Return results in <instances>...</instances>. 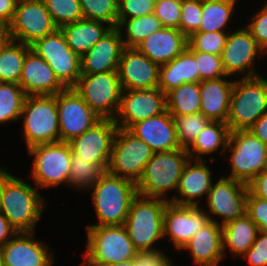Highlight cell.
<instances>
[{"mask_svg": "<svg viewBox=\"0 0 267 266\" xmlns=\"http://www.w3.org/2000/svg\"><path fill=\"white\" fill-rule=\"evenodd\" d=\"M190 159L183 148L154 153L136 183L138 195L169 202L163 196L172 189L177 190L179 179Z\"/></svg>", "mask_w": 267, "mask_h": 266, "instance_id": "3", "label": "cell"}, {"mask_svg": "<svg viewBox=\"0 0 267 266\" xmlns=\"http://www.w3.org/2000/svg\"><path fill=\"white\" fill-rule=\"evenodd\" d=\"M225 78L200 82V112L211 121H227L234 80Z\"/></svg>", "mask_w": 267, "mask_h": 266, "instance_id": "28", "label": "cell"}, {"mask_svg": "<svg viewBox=\"0 0 267 266\" xmlns=\"http://www.w3.org/2000/svg\"><path fill=\"white\" fill-rule=\"evenodd\" d=\"M159 70L160 66L137 48H124L118 66L122 90L157 88Z\"/></svg>", "mask_w": 267, "mask_h": 266, "instance_id": "20", "label": "cell"}, {"mask_svg": "<svg viewBox=\"0 0 267 266\" xmlns=\"http://www.w3.org/2000/svg\"><path fill=\"white\" fill-rule=\"evenodd\" d=\"M194 161L195 164H192L193 160L190 159L186 164L175 191L179 195L172 197L169 202L177 205L195 206L199 205L198 198L208 195L213 182L210 168L206 165V160Z\"/></svg>", "mask_w": 267, "mask_h": 266, "instance_id": "25", "label": "cell"}, {"mask_svg": "<svg viewBox=\"0 0 267 266\" xmlns=\"http://www.w3.org/2000/svg\"><path fill=\"white\" fill-rule=\"evenodd\" d=\"M248 130L267 145V112L264 113Z\"/></svg>", "mask_w": 267, "mask_h": 266, "instance_id": "52", "label": "cell"}, {"mask_svg": "<svg viewBox=\"0 0 267 266\" xmlns=\"http://www.w3.org/2000/svg\"><path fill=\"white\" fill-rule=\"evenodd\" d=\"M34 156L31 176L40 188L68 184L72 149L69 142L39 144L27 149Z\"/></svg>", "mask_w": 267, "mask_h": 266, "instance_id": "11", "label": "cell"}, {"mask_svg": "<svg viewBox=\"0 0 267 266\" xmlns=\"http://www.w3.org/2000/svg\"><path fill=\"white\" fill-rule=\"evenodd\" d=\"M171 261V259L167 260L162 266H173Z\"/></svg>", "mask_w": 267, "mask_h": 266, "instance_id": "58", "label": "cell"}, {"mask_svg": "<svg viewBox=\"0 0 267 266\" xmlns=\"http://www.w3.org/2000/svg\"><path fill=\"white\" fill-rule=\"evenodd\" d=\"M136 251L123 225L87 226L85 265L103 266L126 262L134 258Z\"/></svg>", "mask_w": 267, "mask_h": 266, "instance_id": "6", "label": "cell"}, {"mask_svg": "<svg viewBox=\"0 0 267 266\" xmlns=\"http://www.w3.org/2000/svg\"><path fill=\"white\" fill-rule=\"evenodd\" d=\"M246 214L257 225L259 231L267 233V200L248 191Z\"/></svg>", "mask_w": 267, "mask_h": 266, "instance_id": "47", "label": "cell"}, {"mask_svg": "<svg viewBox=\"0 0 267 266\" xmlns=\"http://www.w3.org/2000/svg\"><path fill=\"white\" fill-rule=\"evenodd\" d=\"M228 150L232 168L229 178L248 184L260 172L267 171V145L249 130L230 131Z\"/></svg>", "mask_w": 267, "mask_h": 266, "instance_id": "9", "label": "cell"}, {"mask_svg": "<svg viewBox=\"0 0 267 266\" xmlns=\"http://www.w3.org/2000/svg\"><path fill=\"white\" fill-rule=\"evenodd\" d=\"M187 40L179 29L163 27L150 34L136 48L152 62L162 66L187 48Z\"/></svg>", "mask_w": 267, "mask_h": 266, "instance_id": "26", "label": "cell"}, {"mask_svg": "<svg viewBox=\"0 0 267 266\" xmlns=\"http://www.w3.org/2000/svg\"><path fill=\"white\" fill-rule=\"evenodd\" d=\"M17 233L7 218L0 212V247L4 246Z\"/></svg>", "mask_w": 267, "mask_h": 266, "instance_id": "54", "label": "cell"}, {"mask_svg": "<svg viewBox=\"0 0 267 266\" xmlns=\"http://www.w3.org/2000/svg\"><path fill=\"white\" fill-rule=\"evenodd\" d=\"M180 148L188 149L198 134L211 121L202 112L186 116H172Z\"/></svg>", "mask_w": 267, "mask_h": 266, "instance_id": "39", "label": "cell"}, {"mask_svg": "<svg viewBox=\"0 0 267 266\" xmlns=\"http://www.w3.org/2000/svg\"><path fill=\"white\" fill-rule=\"evenodd\" d=\"M117 129L114 120L100 119L82 135L73 138L69 144L76 155L89 162L101 164L107 170Z\"/></svg>", "mask_w": 267, "mask_h": 266, "instance_id": "19", "label": "cell"}, {"mask_svg": "<svg viewBox=\"0 0 267 266\" xmlns=\"http://www.w3.org/2000/svg\"><path fill=\"white\" fill-rule=\"evenodd\" d=\"M266 112L267 79L256 76L235 80L226 121L229 130H248Z\"/></svg>", "mask_w": 267, "mask_h": 266, "instance_id": "4", "label": "cell"}, {"mask_svg": "<svg viewBox=\"0 0 267 266\" xmlns=\"http://www.w3.org/2000/svg\"><path fill=\"white\" fill-rule=\"evenodd\" d=\"M166 94L154 89L122 90L119 111L114 121L118 128L129 129L133 124L164 113Z\"/></svg>", "mask_w": 267, "mask_h": 266, "instance_id": "16", "label": "cell"}, {"mask_svg": "<svg viewBox=\"0 0 267 266\" xmlns=\"http://www.w3.org/2000/svg\"><path fill=\"white\" fill-rule=\"evenodd\" d=\"M117 28L126 30L125 37L122 36L124 47L136 48L150 34L162 29L163 25L153 13L133 19H118Z\"/></svg>", "mask_w": 267, "mask_h": 266, "instance_id": "36", "label": "cell"}, {"mask_svg": "<svg viewBox=\"0 0 267 266\" xmlns=\"http://www.w3.org/2000/svg\"><path fill=\"white\" fill-rule=\"evenodd\" d=\"M0 266H4L2 252H1V247H0Z\"/></svg>", "mask_w": 267, "mask_h": 266, "instance_id": "59", "label": "cell"}, {"mask_svg": "<svg viewBox=\"0 0 267 266\" xmlns=\"http://www.w3.org/2000/svg\"><path fill=\"white\" fill-rule=\"evenodd\" d=\"M31 46L9 40L0 51V82L19 84L26 53Z\"/></svg>", "mask_w": 267, "mask_h": 266, "instance_id": "34", "label": "cell"}, {"mask_svg": "<svg viewBox=\"0 0 267 266\" xmlns=\"http://www.w3.org/2000/svg\"><path fill=\"white\" fill-rule=\"evenodd\" d=\"M156 0H118V19H133L153 14Z\"/></svg>", "mask_w": 267, "mask_h": 266, "instance_id": "46", "label": "cell"}, {"mask_svg": "<svg viewBox=\"0 0 267 266\" xmlns=\"http://www.w3.org/2000/svg\"><path fill=\"white\" fill-rule=\"evenodd\" d=\"M187 49L195 56L200 72V82L202 80L219 79L227 76L220 55L194 51L188 45Z\"/></svg>", "mask_w": 267, "mask_h": 266, "instance_id": "44", "label": "cell"}, {"mask_svg": "<svg viewBox=\"0 0 267 266\" xmlns=\"http://www.w3.org/2000/svg\"><path fill=\"white\" fill-rule=\"evenodd\" d=\"M236 0H202V18L197 32H226Z\"/></svg>", "mask_w": 267, "mask_h": 266, "instance_id": "35", "label": "cell"}, {"mask_svg": "<svg viewBox=\"0 0 267 266\" xmlns=\"http://www.w3.org/2000/svg\"><path fill=\"white\" fill-rule=\"evenodd\" d=\"M83 18L118 27V0H80Z\"/></svg>", "mask_w": 267, "mask_h": 266, "instance_id": "40", "label": "cell"}, {"mask_svg": "<svg viewBox=\"0 0 267 266\" xmlns=\"http://www.w3.org/2000/svg\"><path fill=\"white\" fill-rule=\"evenodd\" d=\"M11 176L9 172H7L6 168L3 169L0 167V196H1V191L3 188V185L5 181Z\"/></svg>", "mask_w": 267, "mask_h": 266, "instance_id": "56", "label": "cell"}, {"mask_svg": "<svg viewBox=\"0 0 267 266\" xmlns=\"http://www.w3.org/2000/svg\"><path fill=\"white\" fill-rule=\"evenodd\" d=\"M200 83H183L166 94L167 111L172 116L200 112Z\"/></svg>", "mask_w": 267, "mask_h": 266, "instance_id": "33", "label": "cell"}, {"mask_svg": "<svg viewBox=\"0 0 267 266\" xmlns=\"http://www.w3.org/2000/svg\"><path fill=\"white\" fill-rule=\"evenodd\" d=\"M258 54L260 57L261 55H266L246 26L239 28L235 32L228 33L225 46L220 55L226 75L238 76L242 73V78L260 76L253 66Z\"/></svg>", "mask_w": 267, "mask_h": 266, "instance_id": "15", "label": "cell"}, {"mask_svg": "<svg viewBox=\"0 0 267 266\" xmlns=\"http://www.w3.org/2000/svg\"><path fill=\"white\" fill-rule=\"evenodd\" d=\"M8 25L11 39L29 46L58 29L42 0H18Z\"/></svg>", "mask_w": 267, "mask_h": 266, "instance_id": "13", "label": "cell"}, {"mask_svg": "<svg viewBox=\"0 0 267 266\" xmlns=\"http://www.w3.org/2000/svg\"><path fill=\"white\" fill-rule=\"evenodd\" d=\"M183 83H200L195 56L187 48L173 60L160 66L158 88L167 94Z\"/></svg>", "mask_w": 267, "mask_h": 266, "instance_id": "29", "label": "cell"}, {"mask_svg": "<svg viewBox=\"0 0 267 266\" xmlns=\"http://www.w3.org/2000/svg\"><path fill=\"white\" fill-rule=\"evenodd\" d=\"M210 221L181 250H189L197 266H218L224 259L222 226Z\"/></svg>", "mask_w": 267, "mask_h": 266, "instance_id": "27", "label": "cell"}, {"mask_svg": "<svg viewBox=\"0 0 267 266\" xmlns=\"http://www.w3.org/2000/svg\"><path fill=\"white\" fill-rule=\"evenodd\" d=\"M206 197L210 214L222 217V221L217 222L221 226L246 214L248 186L241 181L220 177L212 183Z\"/></svg>", "mask_w": 267, "mask_h": 266, "instance_id": "17", "label": "cell"}, {"mask_svg": "<svg viewBox=\"0 0 267 266\" xmlns=\"http://www.w3.org/2000/svg\"><path fill=\"white\" fill-rule=\"evenodd\" d=\"M11 40L9 25L5 22L0 21V51Z\"/></svg>", "mask_w": 267, "mask_h": 266, "instance_id": "55", "label": "cell"}, {"mask_svg": "<svg viewBox=\"0 0 267 266\" xmlns=\"http://www.w3.org/2000/svg\"><path fill=\"white\" fill-rule=\"evenodd\" d=\"M128 130L145 142L154 153L180 148L172 115L167 110L133 124Z\"/></svg>", "mask_w": 267, "mask_h": 266, "instance_id": "24", "label": "cell"}, {"mask_svg": "<svg viewBox=\"0 0 267 266\" xmlns=\"http://www.w3.org/2000/svg\"><path fill=\"white\" fill-rule=\"evenodd\" d=\"M34 232H17L1 247L4 266H52L54 256ZM50 251V252H49Z\"/></svg>", "mask_w": 267, "mask_h": 266, "instance_id": "21", "label": "cell"}, {"mask_svg": "<svg viewBox=\"0 0 267 266\" xmlns=\"http://www.w3.org/2000/svg\"><path fill=\"white\" fill-rule=\"evenodd\" d=\"M20 116L28 148L60 142L56 95L26 96Z\"/></svg>", "mask_w": 267, "mask_h": 266, "instance_id": "7", "label": "cell"}, {"mask_svg": "<svg viewBox=\"0 0 267 266\" xmlns=\"http://www.w3.org/2000/svg\"><path fill=\"white\" fill-rule=\"evenodd\" d=\"M31 49L47 62L66 88L76 85L81 76V57L68 46L61 29L38 39Z\"/></svg>", "mask_w": 267, "mask_h": 266, "instance_id": "12", "label": "cell"}, {"mask_svg": "<svg viewBox=\"0 0 267 266\" xmlns=\"http://www.w3.org/2000/svg\"><path fill=\"white\" fill-rule=\"evenodd\" d=\"M246 26L258 45L267 54V1Z\"/></svg>", "mask_w": 267, "mask_h": 266, "instance_id": "48", "label": "cell"}, {"mask_svg": "<svg viewBox=\"0 0 267 266\" xmlns=\"http://www.w3.org/2000/svg\"><path fill=\"white\" fill-rule=\"evenodd\" d=\"M73 88L101 119H115L122 94L118 71L81 74Z\"/></svg>", "mask_w": 267, "mask_h": 266, "instance_id": "8", "label": "cell"}, {"mask_svg": "<svg viewBox=\"0 0 267 266\" xmlns=\"http://www.w3.org/2000/svg\"><path fill=\"white\" fill-rule=\"evenodd\" d=\"M57 28L82 20L80 0H42Z\"/></svg>", "mask_w": 267, "mask_h": 266, "instance_id": "41", "label": "cell"}, {"mask_svg": "<svg viewBox=\"0 0 267 266\" xmlns=\"http://www.w3.org/2000/svg\"><path fill=\"white\" fill-rule=\"evenodd\" d=\"M258 232L259 228L247 214L222 226L223 254L229 248L235 257H242L252 247Z\"/></svg>", "mask_w": 267, "mask_h": 266, "instance_id": "31", "label": "cell"}, {"mask_svg": "<svg viewBox=\"0 0 267 266\" xmlns=\"http://www.w3.org/2000/svg\"><path fill=\"white\" fill-rule=\"evenodd\" d=\"M102 21L82 19L61 27L68 46L80 57L112 27Z\"/></svg>", "mask_w": 267, "mask_h": 266, "instance_id": "30", "label": "cell"}, {"mask_svg": "<svg viewBox=\"0 0 267 266\" xmlns=\"http://www.w3.org/2000/svg\"><path fill=\"white\" fill-rule=\"evenodd\" d=\"M228 32H195L187 40L188 46L198 52L221 55Z\"/></svg>", "mask_w": 267, "mask_h": 266, "instance_id": "42", "label": "cell"}, {"mask_svg": "<svg viewBox=\"0 0 267 266\" xmlns=\"http://www.w3.org/2000/svg\"><path fill=\"white\" fill-rule=\"evenodd\" d=\"M168 201L137 196L131 203L124 227L137 251L155 250L158 240L164 239L163 217Z\"/></svg>", "mask_w": 267, "mask_h": 266, "instance_id": "5", "label": "cell"}, {"mask_svg": "<svg viewBox=\"0 0 267 266\" xmlns=\"http://www.w3.org/2000/svg\"><path fill=\"white\" fill-rule=\"evenodd\" d=\"M199 205H177L167 202L163 217V235H169L177 250L185 244L205 225L214 220Z\"/></svg>", "mask_w": 267, "mask_h": 266, "instance_id": "18", "label": "cell"}, {"mask_svg": "<svg viewBox=\"0 0 267 266\" xmlns=\"http://www.w3.org/2000/svg\"><path fill=\"white\" fill-rule=\"evenodd\" d=\"M124 48L122 31L119 28H111L81 56V74L118 71Z\"/></svg>", "mask_w": 267, "mask_h": 266, "instance_id": "22", "label": "cell"}, {"mask_svg": "<svg viewBox=\"0 0 267 266\" xmlns=\"http://www.w3.org/2000/svg\"><path fill=\"white\" fill-rule=\"evenodd\" d=\"M165 254L164 251L158 249L136 251L133 259L136 266H162L169 260Z\"/></svg>", "mask_w": 267, "mask_h": 266, "instance_id": "50", "label": "cell"}, {"mask_svg": "<svg viewBox=\"0 0 267 266\" xmlns=\"http://www.w3.org/2000/svg\"><path fill=\"white\" fill-rule=\"evenodd\" d=\"M247 186L252 195L267 200V171L260 172Z\"/></svg>", "mask_w": 267, "mask_h": 266, "instance_id": "51", "label": "cell"}, {"mask_svg": "<svg viewBox=\"0 0 267 266\" xmlns=\"http://www.w3.org/2000/svg\"><path fill=\"white\" fill-rule=\"evenodd\" d=\"M18 0H0V21L9 24L14 16Z\"/></svg>", "mask_w": 267, "mask_h": 266, "instance_id": "53", "label": "cell"}, {"mask_svg": "<svg viewBox=\"0 0 267 266\" xmlns=\"http://www.w3.org/2000/svg\"><path fill=\"white\" fill-rule=\"evenodd\" d=\"M56 102L60 142H70L101 119L74 88H66L56 94Z\"/></svg>", "mask_w": 267, "mask_h": 266, "instance_id": "14", "label": "cell"}, {"mask_svg": "<svg viewBox=\"0 0 267 266\" xmlns=\"http://www.w3.org/2000/svg\"><path fill=\"white\" fill-rule=\"evenodd\" d=\"M103 266H136V265H135L134 259H132V260L121 262V263H109Z\"/></svg>", "mask_w": 267, "mask_h": 266, "instance_id": "57", "label": "cell"}, {"mask_svg": "<svg viewBox=\"0 0 267 266\" xmlns=\"http://www.w3.org/2000/svg\"><path fill=\"white\" fill-rule=\"evenodd\" d=\"M202 18V0H181L179 30L188 38L199 30Z\"/></svg>", "mask_w": 267, "mask_h": 266, "instance_id": "43", "label": "cell"}, {"mask_svg": "<svg viewBox=\"0 0 267 266\" xmlns=\"http://www.w3.org/2000/svg\"><path fill=\"white\" fill-rule=\"evenodd\" d=\"M25 98L18 84L0 82V124L20 119Z\"/></svg>", "mask_w": 267, "mask_h": 266, "instance_id": "38", "label": "cell"}, {"mask_svg": "<svg viewBox=\"0 0 267 266\" xmlns=\"http://www.w3.org/2000/svg\"><path fill=\"white\" fill-rule=\"evenodd\" d=\"M153 154V150L128 129L118 128L107 172L137 183Z\"/></svg>", "mask_w": 267, "mask_h": 266, "instance_id": "10", "label": "cell"}, {"mask_svg": "<svg viewBox=\"0 0 267 266\" xmlns=\"http://www.w3.org/2000/svg\"><path fill=\"white\" fill-rule=\"evenodd\" d=\"M230 130L225 122L210 121L208 125L197 135L195 141L187 149V153L193 160H203V155H210L217 151L223 155L226 152ZM196 156H195V155Z\"/></svg>", "mask_w": 267, "mask_h": 266, "instance_id": "32", "label": "cell"}, {"mask_svg": "<svg viewBox=\"0 0 267 266\" xmlns=\"http://www.w3.org/2000/svg\"><path fill=\"white\" fill-rule=\"evenodd\" d=\"M92 203L98 224L89 226H122L132 201L138 196L136 183L106 172L92 187Z\"/></svg>", "mask_w": 267, "mask_h": 266, "instance_id": "1", "label": "cell"}, {"mask_svg": "<svg viewBox=\"0 0 267 266\" xmlns=\"http://www.w3.org/2000/svg\"><path fill=\"white\" fill-rule=\"evenodd\" d=\"M38 189L11 175L0 196V212L17 232H34L47 204Z\"/></svg>", "mask_w": 267, "mask_h": 266, "instance_id": "2", "label": "cell"}, {"mask_svg": "<svg viewBox=\"0 0 267 266\" xmlns=\"http://www.w3.org/2000/svg\"><path fill=\"white\" fill-rule=\"evenodd\" d=\"M68 185L77 189H90L107 170L101 165L89 162L72 151Z\"/></svg>", "mask_w": 267, "mask_h": 266, "instance_id": "37", "label": "cell"}, {"mask_svg": "<svg viewBox=\"0 0 267 266\" xmlns=\"http://www.w3.org/2000/svg\"><path fill=\"white\" fill-rule=\"evenodd\" d=\"M18 85L26 96L56 95L66 89L47 62L32 49L26 53Z\"/></svg>", "mask_w": 267, "mask_h": 266, "instance_id": "23", "label": "cell"}, {"mask_svg": "<svg viewBox=\"0 0 267 266\" xmlns=\"http://www.w3.org/2000/svg\"><path fill=\"white\" fill-rule=\"evenodd\" d=\"M153 13L163 27L179 29L181 0H156Z\"/></svg>", "mask_w": 267, "mask_h": 266, "instance_id": "45", "label": "cell"}, {"mask_svg": "<svg viewBox=\"0 0 267 266\" xmlns=\"http://www.w3.org/2000/svg\"><path fill=\"white\" fill-rule=\"evenodd\" d=\"M251 266H267V233L259 231L257 237L242 256Z\"/></svg>", "mask_w": 267, "mask_h": 266, "instance_id": "49", "label": "cell"}]
</instances>
